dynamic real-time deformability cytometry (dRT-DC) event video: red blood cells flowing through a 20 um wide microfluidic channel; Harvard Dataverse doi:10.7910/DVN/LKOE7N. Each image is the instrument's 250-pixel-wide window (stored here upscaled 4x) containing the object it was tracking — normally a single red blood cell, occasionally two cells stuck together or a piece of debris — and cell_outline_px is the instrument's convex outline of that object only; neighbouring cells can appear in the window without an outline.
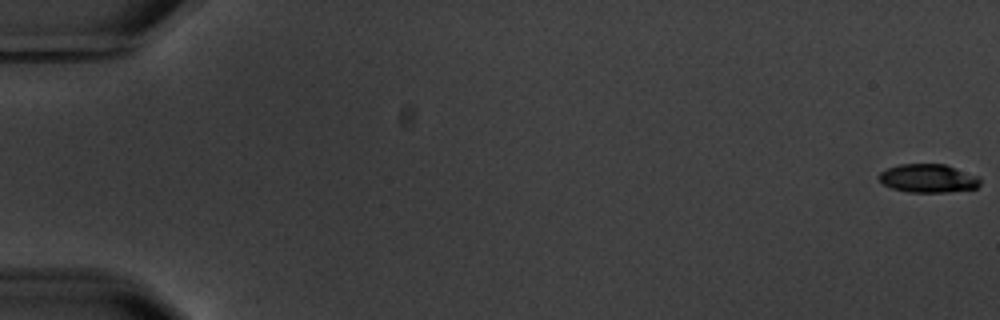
{"species": "common noctule bat (a hibernating species)", "species_latin": "Nyctalus noctula", "temperature_condition": "warm", "stored_images_in_passage": 10, "camera_frame_rate_fps": 3000, "um_per_image_px": 0.085, "animal": {"sex": "male", "body_mass_g": 20.1, "forearm_length_mm": 53.5}, "frame": {"image": 1, "passage_image": 1, "time_ms": 0.0, "image_size_px": [1000, 320], "cell_outline_px": [[980, 184], [976, 188], [948, 192], [908, 192], [892, 188], [884, 184], [880, 180], [880, 172], [888, 168], [900, 164], [944, 164], [980, 176]], "centroid_in_image_um": [78.93, 15.16], "position_along_channel_um": 6.1, "area_um2": 16.7}}
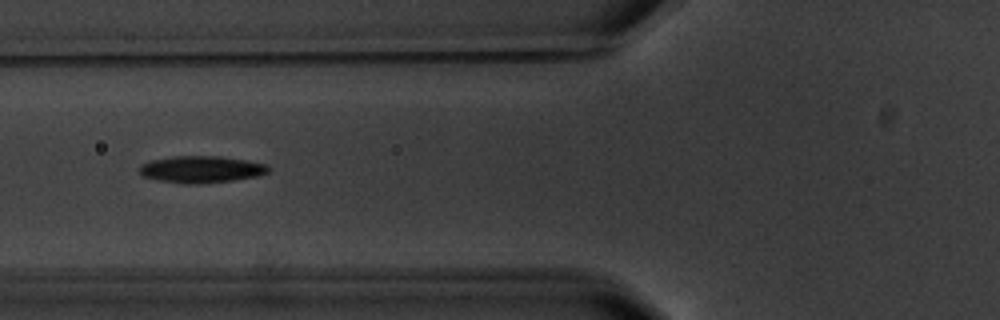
{"frame": {"image": 2, "passage_image": 7, "time_ms": 7.667, "image_size_px": [1000, 320], "cell_outline_px": [[272, 168], [268, 172], [260, 176], [232, 180], [200, 184], [184, 184], [156, 180], [144, 176], [140, 172], [140, 164], [148, 160], [172, 156], [220, 156], [248, 160], [264, 164]], "centroid_in_image_um": [17.1, 14.39], "position_along_channel_um": 108.7, "area_um2": 20.46}}
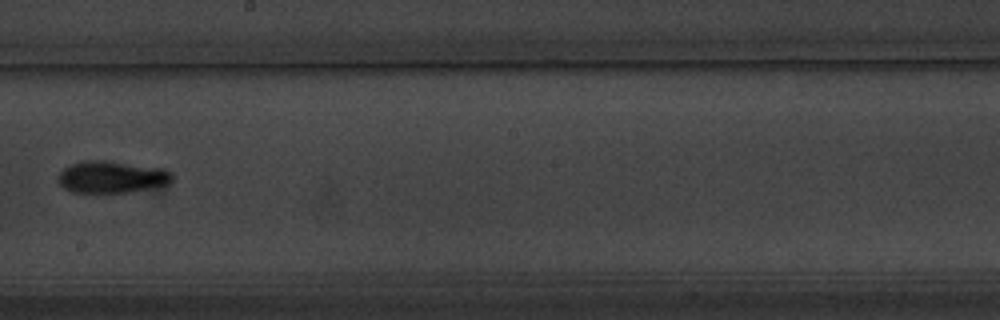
{"frame": {"image": 3, "passage_image": 10, "time_ms": 11.333, "image_size_px": [1000, 320], "cell_outline_px": [[172, 180], [168, 184], [132, 192], [72, 192], [64, 188], [60, 184], [60, 172], [64, 168], [80, 160], [104, 160], [164, 168], [172, 176]], "centroid_in_image_um": [9.5, 15.03], "position_along_channel_um": 238.7, "area_um2": 21.1}}